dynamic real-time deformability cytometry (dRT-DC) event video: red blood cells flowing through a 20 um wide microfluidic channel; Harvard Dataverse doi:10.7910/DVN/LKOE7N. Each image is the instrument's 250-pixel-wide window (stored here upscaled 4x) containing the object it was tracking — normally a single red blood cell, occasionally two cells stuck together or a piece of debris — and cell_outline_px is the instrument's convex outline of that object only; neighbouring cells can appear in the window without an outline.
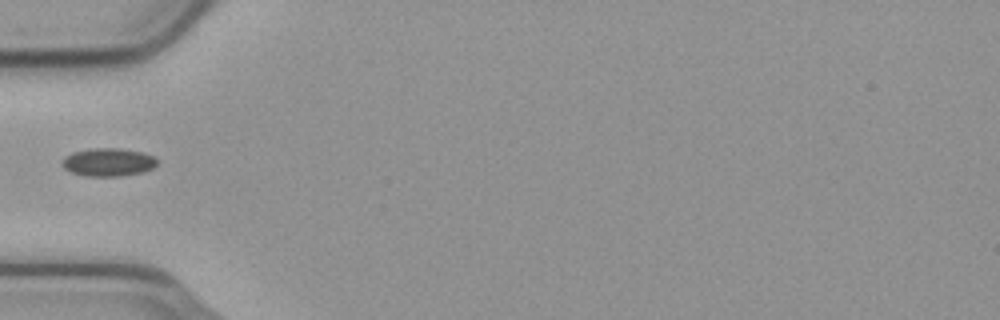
{"species": "common noctule bat (a hibernating species)", "species_latin": "Nyctalus noctula", "temperature_condition": "cold", "stored_images_in_passage": 37, "camera_frame_rate_fps": 3000, "um_per_image_px": 0.085, "animal": {"sex": "male", "body_mass_g": 23.1, "forearm_length_mm": 52.7}, "frame": {"image": 1, "passage_image": 1, "time_ms": 0.0, "image_size_px": [1000, 320], "cell_outline_px": [[156, 164], [152, 168], [144, 172], [120, 176], [88, 176], [72, 172], [64, 168], [64, 156], [72, 152], [92, 148], [120, 148], [140, 152], [152, 156], [156, 160]], "centroid_in_image_um": [9.2, 13.78], "position_along_channel_um": 75.8, "area_um2": 15.32}}
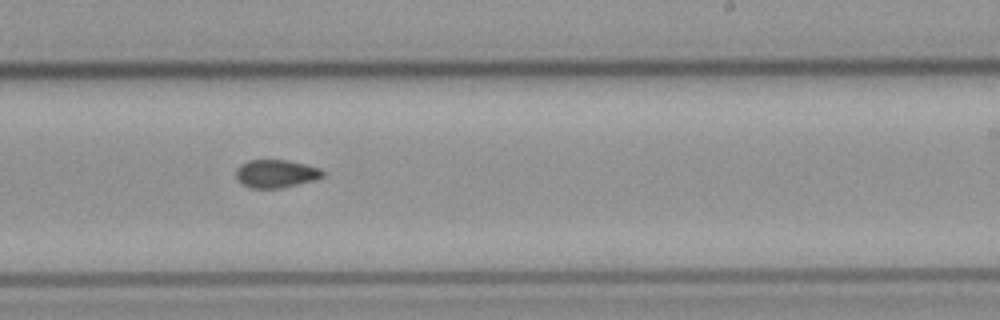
{"frame": {"image": 2, "passage_image": 16, "time_ms": 5.0, "image_size_px": [1000, 320], "cell_outline_px": [[324, 176], [316, 180], [280, 188], [252, 188], [244, 184], [236, 176], [236, 168], [240, 164], [248, 160], [288, 160], [320, 168], [324, 172]], "centroid_in_image_um": [23.48, 14.75], "position_along_channel_um": 265.5, "area_um2": 14.1}}
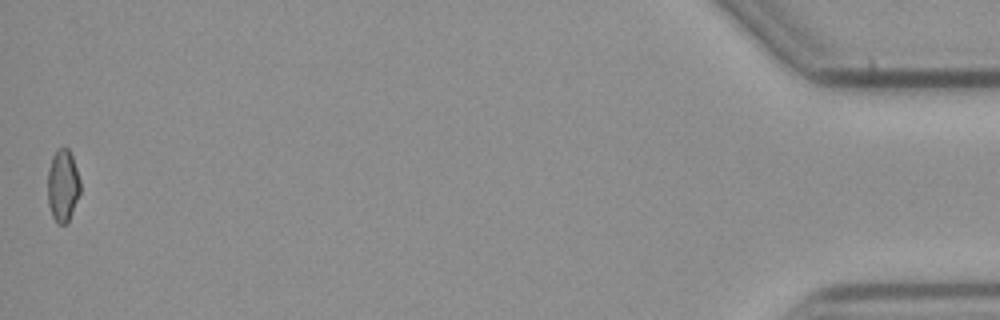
{"frame": {"image": 3, "passage_image": 37, "time_ms": 12.0, "image_size_px": [1000, 320], "cell_outline_px": [[80, 192], [68, 220], [64, 224], [56, 224], [52, 216], [48, 204], [48, 168], [52, 156], [56, 148], [68, 148], [72, 156], [80, 180]], "centroid_in_image_um": [5.32, 15.75], "position_along_channel_um": 429.9, "area_um2": 13.64}}